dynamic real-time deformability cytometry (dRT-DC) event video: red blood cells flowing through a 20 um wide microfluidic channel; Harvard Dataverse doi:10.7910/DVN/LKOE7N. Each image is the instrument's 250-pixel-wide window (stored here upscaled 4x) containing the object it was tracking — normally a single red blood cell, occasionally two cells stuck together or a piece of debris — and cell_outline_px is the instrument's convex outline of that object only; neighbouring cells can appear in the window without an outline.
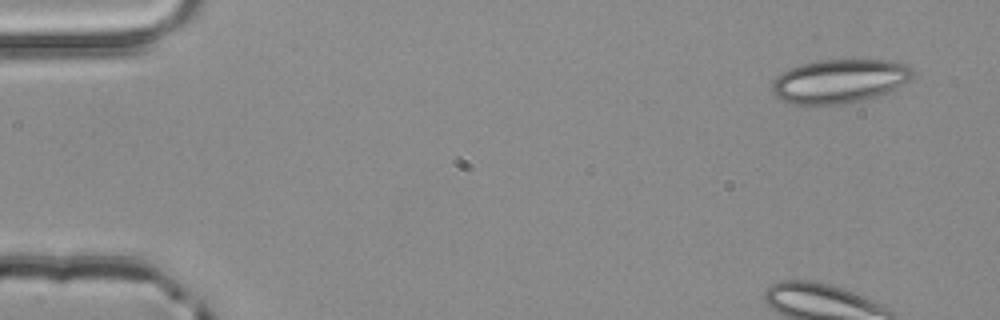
{"species": "common noctule bat (a hibernating species)", "species_latin": "Nyctalus noctula", "temperature_condition": "room temperature", "stored_images_in_passage": 3, "camera_frame_rate_fps": 3000, "um_per_image_px": 0.085, "animal": {"sex": "male", "body_mass_g": 20.4}, "frame": {"image": 1, "passage_image": 1, "time_ms": 0.0, "image_size_px": [1000, 320], "cell_outline_px": [[916, 72], [908, 80], [888, 92], [876, 96], [844, 104], [792, 104], [780, 100], [772, 92], [772, 80], [780, 72], [788, 68], [800, 64], [820, 60], [892, 60], [908, 64]], "centroid_in_image_um": [71.33, 6.88], "position_along_channel_um": 13.7, "area_um2": 36.13}}